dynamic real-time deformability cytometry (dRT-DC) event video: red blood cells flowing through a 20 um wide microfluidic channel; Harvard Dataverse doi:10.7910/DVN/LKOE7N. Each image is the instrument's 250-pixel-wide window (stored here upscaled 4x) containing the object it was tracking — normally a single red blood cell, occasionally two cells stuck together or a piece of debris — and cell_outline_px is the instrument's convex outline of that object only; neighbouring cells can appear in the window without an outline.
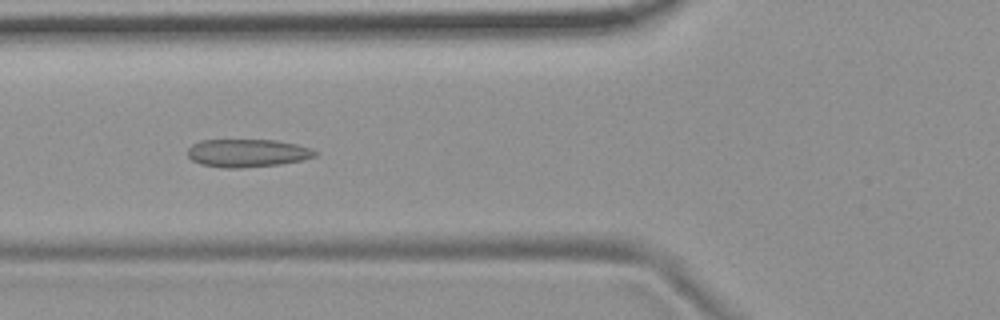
{"species": "common noctule bat (a hibernating species)", "species_latin": "Nyctalus noctula", "temperature_condition": "room temperature", "stored_images_in_passage": 54, "camera_frame_rate_fps": 3000, "um_per_image_px": 0.085, "animal": {"sex": "female", "body_mass_g": 19.9}, "frame": {"image": 1, "passage_image": 20, "time_ms": 6.333, "image_size_px": [1000, 320], "cell_outline_px": [[320, 152], [316, 156], [304, 160], [280, 164], [240, 168], [220, 168], [200, 164], [192, 160], [188, 156], [188, 148], [192, 144], [200, 140], [276, 140], [296, 144], [312, 148]], "centroid_in_image_um": [21.05, 13.01], "position_along_channel_um": 104.8, "area_um2": 21.04}}
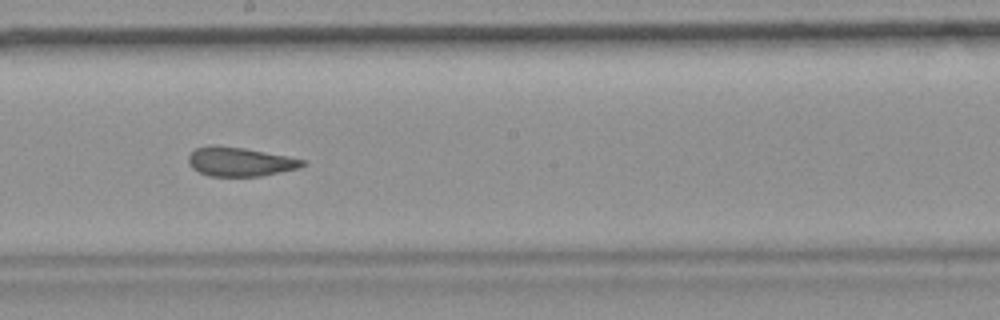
{"frame": {"image": 2, "passage_image": 30, "time_ms": 9.667, "image_size_px": [1000, 320], "cell_outline_px": [[308, 164], [300, 168], [260, 176], [208, 176], [192, 168], [188, 164], [188, 156], [196, 148], [208, 144], [212, 144], [244, 148], [288, 156], [308, 160]], "centroid_in_image_um": [20.42, 13.74], "position_along_channel_um": 227.8, "area_um2": 19.59}}
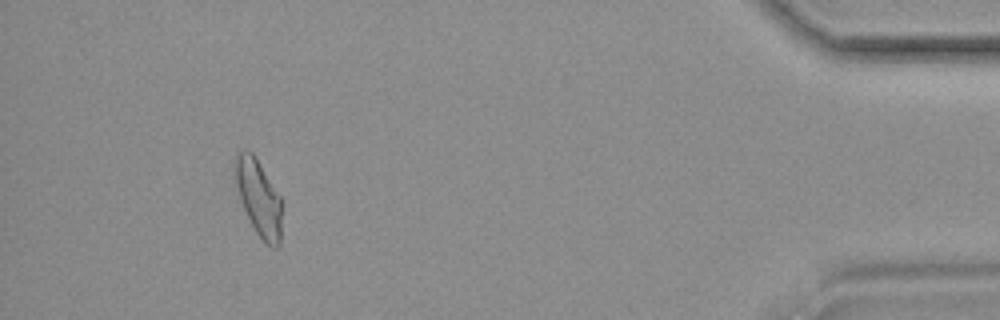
{"frame": {"image": 3, "passage_image": 50, "time_ms": 16.333, "image_size_px": [1000, 320], "cell_outline_px": [[280, 244], [276, 248], [272, 248], [256, 232], [240, 200], [236, 184], [236, 156], [240, 148], [244, 148], [252, 152], [256, 156], [280, 196]], "centroid_in_image_um": [21.98, 16.76], "position_along_channel_um": 413.2, "area_um2": 20.23}, "authors_computed_cell_mechanics": {"area_um2": 20.9814, "velocity_mm_per_s": 3.6923, "shape_relaxation_time_tau1_ms": null, "shape_relaxation_time_tau2_ms": 1.9806, "deformation_change_tau1": null, "deformation_change_tau2": 0.0909}}